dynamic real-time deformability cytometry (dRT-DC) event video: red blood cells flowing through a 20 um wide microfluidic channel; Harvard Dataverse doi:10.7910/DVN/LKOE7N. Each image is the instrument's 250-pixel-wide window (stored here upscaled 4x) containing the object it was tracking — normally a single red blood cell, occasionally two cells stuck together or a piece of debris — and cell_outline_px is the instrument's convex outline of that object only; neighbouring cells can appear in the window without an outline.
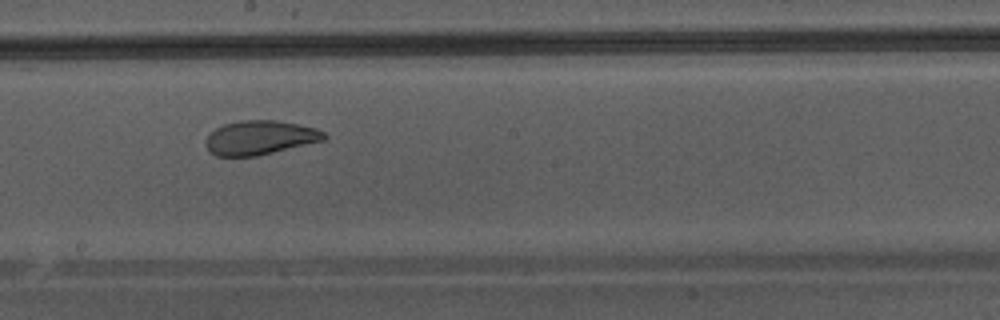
{"species": "Egyptian fruit bat (a non-hibernating species)", "species_latin": "Rousettus aegyptiacus", "temperature_condition": "warm", "stored_images_in_passage": 35, "camera_frame_rate_fps": 3000, "um_per_image_px": 0.085, "animal": {"sex": "male"}, "frame": {"image": 1, "passage_image": 16, "time_ms": 5.0, "image_size_px": [1000, 320], "cell_outline_px": [[328, 136], [324, 140], [256, 156], [216, 156], [204, 144], [204, 140], [216, 128], [224, 124], [240, 120], [276, 120], [316, 128], [324, 132]], "centroid_in_image_um": [22.08, 11.69], "position_along_channel_um": 226.1, "area_um2": 23.35}}